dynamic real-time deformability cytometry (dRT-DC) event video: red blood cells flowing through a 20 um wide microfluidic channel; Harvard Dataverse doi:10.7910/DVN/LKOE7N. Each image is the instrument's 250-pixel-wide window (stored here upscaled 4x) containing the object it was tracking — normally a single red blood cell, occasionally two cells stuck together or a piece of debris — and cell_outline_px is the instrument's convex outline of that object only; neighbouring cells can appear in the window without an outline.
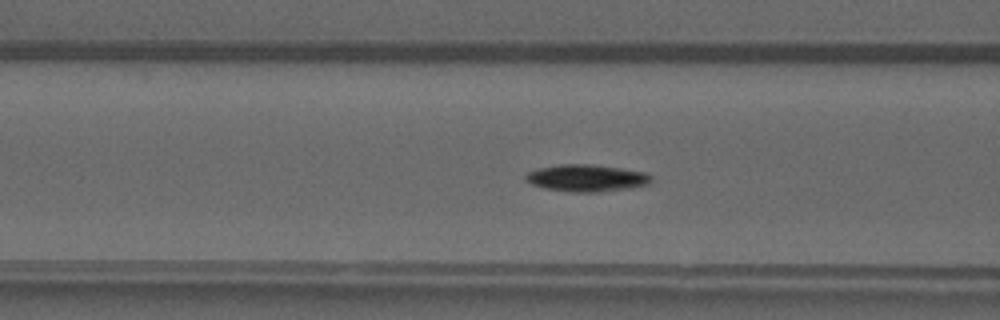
{"species": "common noctule bat (a hibernating species)", "species_latin": "Nyctalus noctula", "temperature_condition": "warm", "stored_images_in_passage": 50, "segment_of_instrument_passage": [1, 2], "camera_frame_rate_fps": 3000, "um_per_image_px": 0.085, "animal": {"sex": "male", "forearm_length_mm": 52.5}, "frame": {"image": 1, "passage_image": 19, "time_ms": 6.0, "image_size_px": [1000, 320], "cell_outline_px": [[652, 180], [648, 184], [628, 188], [600, 192], [568, 192], [544, 188], [532, 184], [524, 180], [524, 176], [528, 172], [536, 168], [560, 164], [592, 164], [620, 168], [644, 172], [652, 176]], "centroid_in_image_um": [49.81, 15.13], "position_along_channel_um": 116.8, "area_um2": 19.88}}
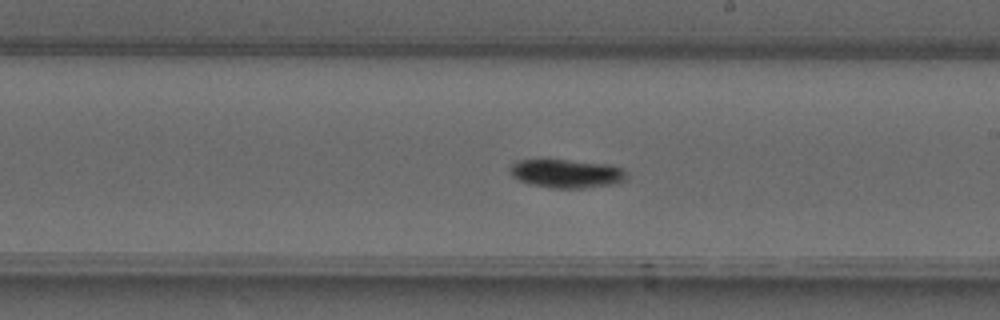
{"frame": {"image": 2, "passage_image": 28, "time_ms": 9.0, "image_size_px": [1000, 320], "cell_outline_px": [[628, 180], [612, 184], [584, 188], [552, 188], [532, 184], [520, 180], [512, 176], [508, 168], [516, 160], [568, 160], [612, 164], [624, 168], [628, 176]], "centroid_in_image_um": [48.22, 14.74], "position_along_channel_um": 240.8, "area_um2": 19.59}}
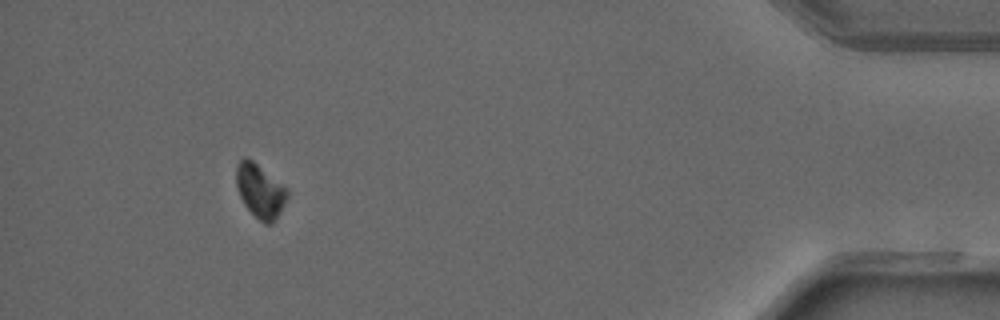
{"frame": {"image": 3, "passage_image": 45, "time_ms": 14.667, "image_size_px": [1000, 320], "cell_outline_px": [[288, 196], [280, 212], [272, 224], [264, 224], [244, 204], [236, 188], [236, 164], [244, 156], [252, 160], [288, 188]], "centroid_in_image_um": [22.1, 16.21], "position_along_channel_um": 413.1, "area_um2": 15.95}}